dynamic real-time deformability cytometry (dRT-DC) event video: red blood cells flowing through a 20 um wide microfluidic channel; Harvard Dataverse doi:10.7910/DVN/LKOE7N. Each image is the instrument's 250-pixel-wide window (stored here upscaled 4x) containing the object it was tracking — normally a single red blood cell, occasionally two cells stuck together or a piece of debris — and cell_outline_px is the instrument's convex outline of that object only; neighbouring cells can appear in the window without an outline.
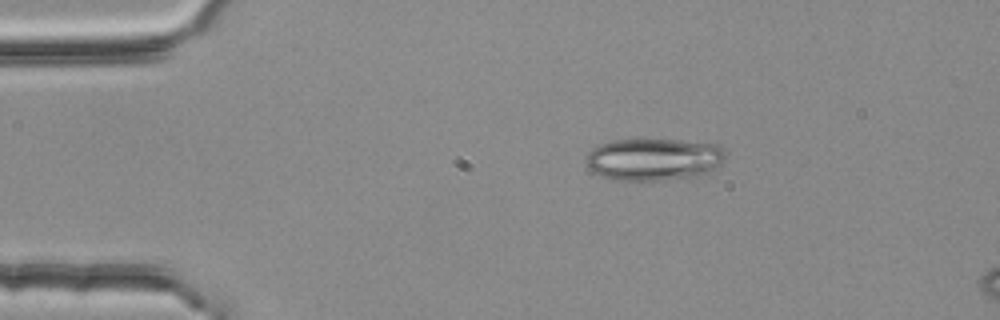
{"species": "common noctule bat (a hibernating species)", "species_latin": "Nyctalus noctula", "temperature_condition": "room temperature", "stored_images_in_passage": 3, "segment_of_instrument_passage": [1, 2], "camera_frame_rate_fps": 3000, "um_per_image_px": 0.085, "animal": {"sex": "female", "body_mass_g": 25.1}, "frame": {"image": 1, "passage_image": 1, "time_ms": 0.0, "image_size_px": [1000, 320], "cell_outline_px": [[724, 160], [720, 164], [696, 176], [660, 180], [612, 180], [600, 176], [592, 172], [588, 168], [584, 156], [592, 148], [600, 144], [612, 140], [680, 140], [720, 144], [724, 148]], "centroid_in_image_um": [55.51, 13.53], "position_along_channel_um": 29.5, "area_um2": 34.39}}